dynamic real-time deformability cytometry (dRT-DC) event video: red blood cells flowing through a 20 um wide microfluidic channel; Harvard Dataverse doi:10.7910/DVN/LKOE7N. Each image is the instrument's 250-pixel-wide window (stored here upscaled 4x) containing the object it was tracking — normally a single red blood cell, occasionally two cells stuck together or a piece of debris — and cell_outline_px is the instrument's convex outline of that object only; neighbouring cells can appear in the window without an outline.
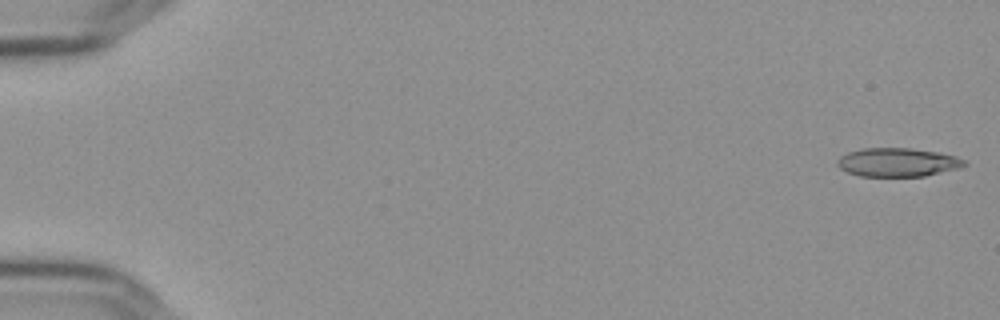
{"species": "Egyptian fruit bat (a non-hibernating species)", "species_latin": "Rousettus aegyptiacus", "temperature_condition": "cold", "stored_images_in_passage": 56, "camera_frame_rate_fps": 3000, "um_per_image_px": 0.085, "frame": {"image": 1, "passage_image": 1, "time_ms": 0.0, "image_size_px": [1000, 320], "cell_outline_px": [[968, 164], [960, 168], [924, 176], [860, 176], [848, 172], [840, 168], [836, 164], [836, 160], [840, 156], [848, 152], [860, 148], [912, 148], [940, 152], [956, 156], [964, 160]], "centroid_in_image_um": [76.3, 13.78], "position_along_channel_um": 8.7, "area_um2": 21.39}}
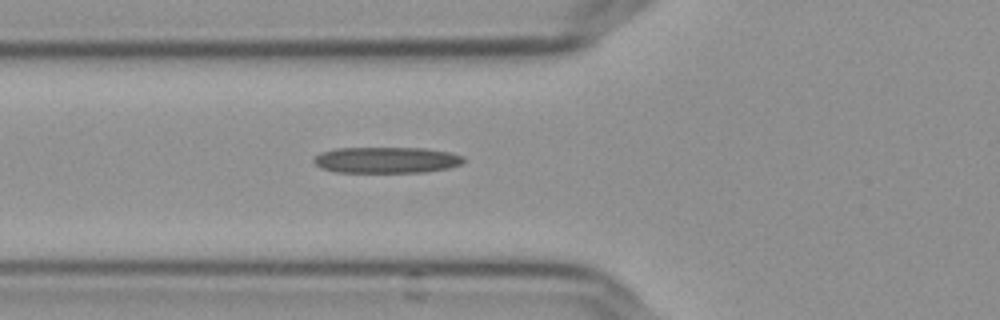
{"frame": {"image": 2, "passage_image": 21, "time_ms": 6.667, "image_size_px": [1000, 320], "cell_outline_px": [[464, 160], [460, 164], [448, 168], [424, 172], [336, 172], [320, 168], [312, 160], [320, 152], [336, 148], [424, 148], [452, 152], [464, 156]], "centroid_in_image_um": [32.84, 13.59], "position_along_channel_um": 93.0, "area_um2": 22.89}}
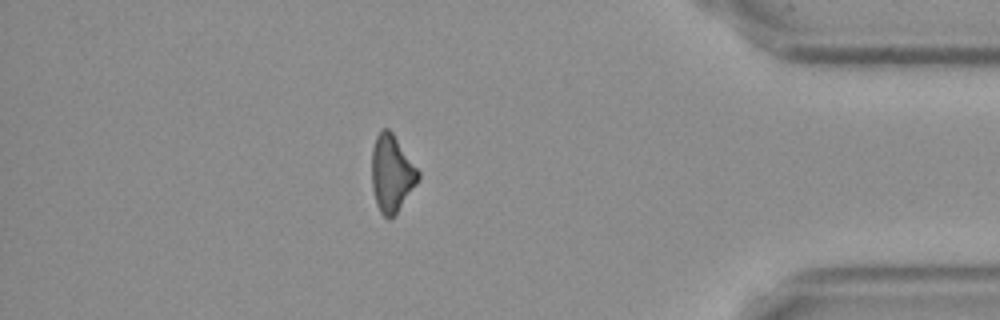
{"frame": {"image": 3, "passage_image": 49, "time_ms": 16.0, "image_size_px": [1000, 320], "cell_outline_px": [[420, 176], [416, 184], [396, 212], [388, 220], [380, 212], [372, 188], [372, 148], [376, 136], [380, 128], [388, 128], [392, 132], [420, 172]], "centroid_in_image_um": [33.28, 14.7], "position_along_channel_um": 401.9, "area_um2": 20.52}, "authors_computed_cell_mechanics": {"area_um2": 21.8484, "velocity_mm_per_s": 3.6482, "shape_relaxation_time_tau1_ms": null, "shape_relaxation_time_tau2_ms": 7.3406, "deformation_change_tau1": null, "deformation_change_tau2": 0.2434}}